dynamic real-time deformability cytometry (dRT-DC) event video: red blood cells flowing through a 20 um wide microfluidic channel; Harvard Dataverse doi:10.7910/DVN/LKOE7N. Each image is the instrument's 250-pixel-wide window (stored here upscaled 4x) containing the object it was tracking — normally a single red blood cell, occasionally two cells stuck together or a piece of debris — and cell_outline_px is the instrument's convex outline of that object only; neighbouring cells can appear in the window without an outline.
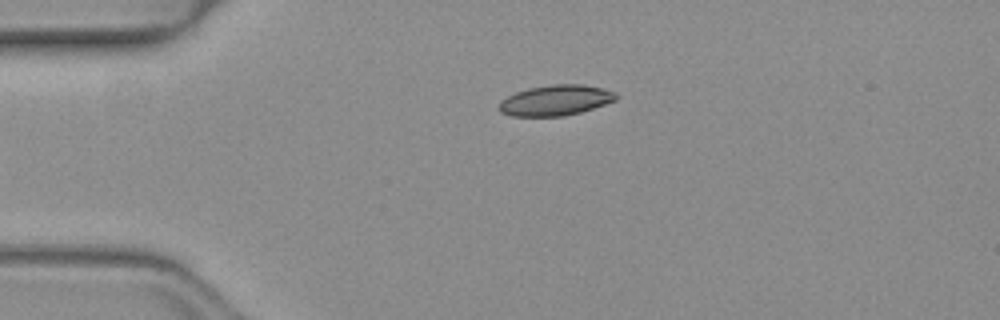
{"species": "common noctule bat (a hibernating species)", "species_latin": "Nyctalus noctula", "temperature_condition": "warm", "stored_images_in_passage": 34, "camera_frame_rate_fps": 3000, "um_per_image_px": 0.085, "animal": {"sex": "female", "body_mass_g": 19.3, "forearm_length_mm": 54.1}, "frame": {"image": 1, "passage_image": 1, "time_ms": 0.0, "image_size_px": [1000, 320], "cell_outline_px": [[620, 96], [616, 100], [580, 112], [564, 116], [512, 116], [500, 112], [496, 108], [500, 100], [516, 92], [528, 88], [552, 84], [584, 84], [604, 88], [616, 92]], "centroid_in_image_um": [47.22, 8.52], "position_along_channel_um": 37.8, "area_um2": 21.04}}
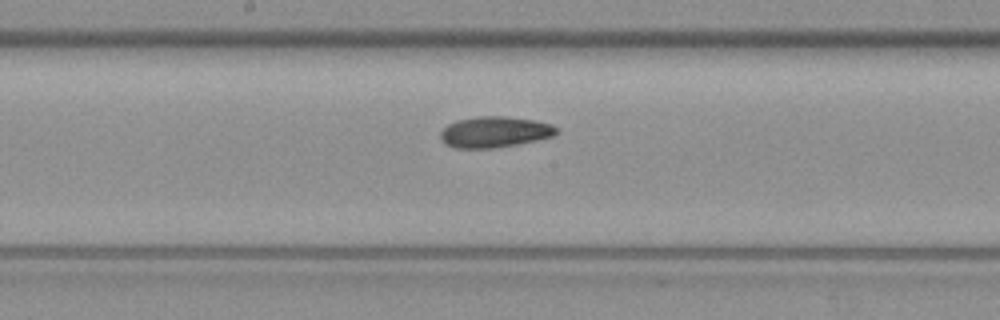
{"frame": {"image": 2, "passage_image": 16, "time_ms": 5.0, "image_size_px": [1000, 320], "cell_outline_px": [[560, 132], [552, 136], [536, 140], [516, 144], [492, 148], [456, 148], [444, 144], [440, 140], [440, 132], [448, 124], [456, 120], [476, 116], [504, 116], [536, 120], [552, 124]], "centroid_in_image_um": [42.02, 11.21], "position_along_channel_um": 206.2, "area_um2": 21.04}}
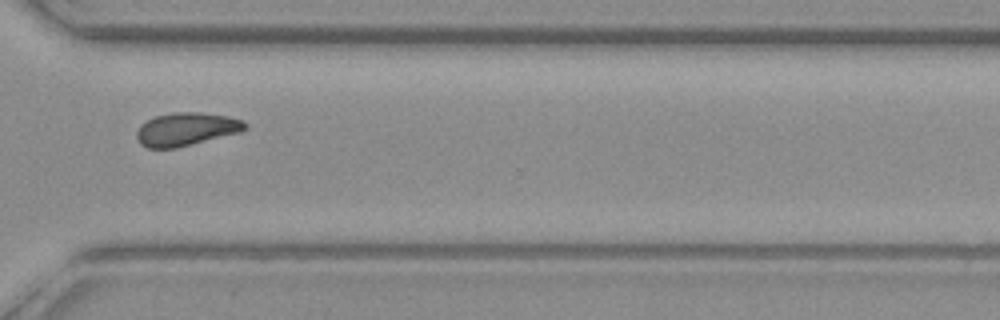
{"frame": {"image": 3, "passage_image": 27, "time_ms": 8.667, "image_size_px": [1000, 320], "cell_outline_px": [[248, 128], [240, 132], [176, 148], [148, 148], [140, 144], [136, 136], [136, 132], [140, 124], [156, 116], [172, 112], [200, 112], [228, 116], [244, 120], [248, 124]], "centroid_in_image_um": [15.84, 10.97], "position_along_channel_um": 354.8, "area_um2": 21.04}, "authors_computed_cell_mechanics": {"area_um2": 20.6057, "velocity_mm_per_s": 4.0555, "shape_relaxation_time_tau1_ms": 10.9135, "shape_relaxation_time_tau2_ms": 3.6653, "deformation_change_tau1": 0.1771, "deformation_change_tau2": 0.0759}}